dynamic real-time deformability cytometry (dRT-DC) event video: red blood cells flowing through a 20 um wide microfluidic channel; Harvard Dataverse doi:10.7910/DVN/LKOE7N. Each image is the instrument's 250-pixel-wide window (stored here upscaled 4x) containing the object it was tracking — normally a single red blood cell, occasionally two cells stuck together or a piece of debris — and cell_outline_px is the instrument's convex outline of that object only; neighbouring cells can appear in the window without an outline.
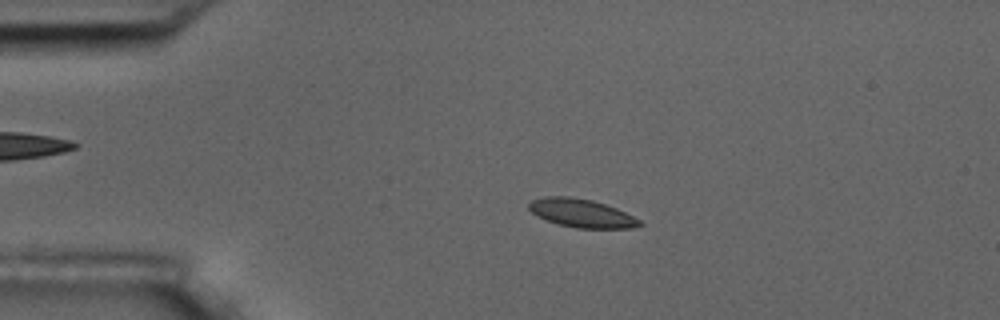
{"species": "common noctule bat (a hibernating species)", "species_latin": "Nyctalus noctula", "temperature_condition": "room temperature", "stored_images_in_passage": 51, "camera_frame_rate_fps": 3000, "um_per_image_px": 0.085, "animal": {"sex": "male", "body_mass_g": 17.5, "forearm_length_mm": 52.3}, "frame": {"image": 1, "passage_image": 7, "time_ms": 2.0, "image_size_px": [1000, 320], "cell_outline_px": [[644, 224], [632, 228], [576, 228], [560, 224], [536, 216], [528, 208], [528, 204], [532, 200], [544, 196], [568, 196], [592, 200], [616, 208], [640, 220]], "centroid_in_image_um": [49.41, 18.11], "position_along_channel_um": 35.6, "area_um2": 18.15}}
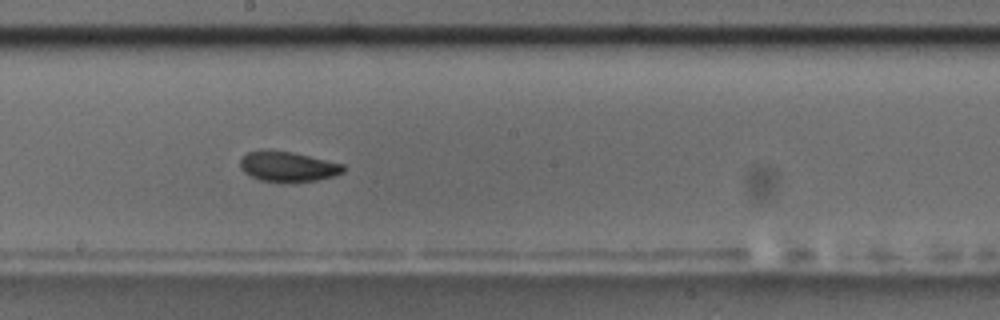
{"frame": {"image": 2, "passage_image": 26, "time_ms": 8.333, "image_size_px": [1000, 320], "cell_outline_px": [[344, 172], [336, 176], [316, 180], [260, 180], [244, 172], [240, 168], [240, 160], [248, 152], [268, 148], [292, 152], [344, 164]], "centroid_in_image_um": [24.46, 14.11], "position_along_channel_um": 223.7, "area_um2": 17.8}}
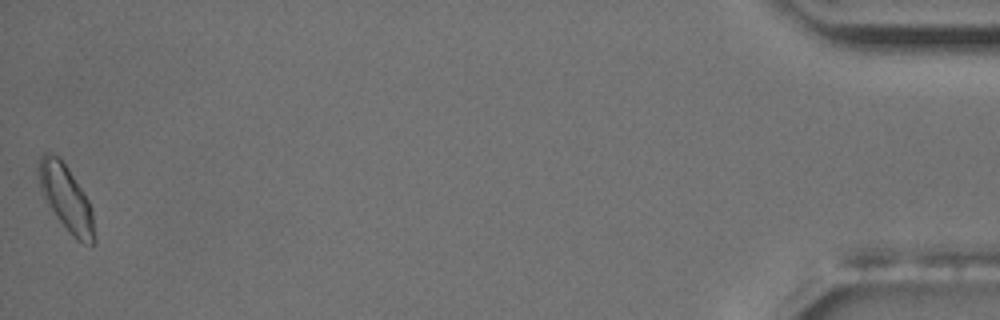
{"frame": {"image": 3, "passage_image": 51, "time_ms": 16.667, "image_size_px": [1000, 320], "cell_outline_px": [[96, 244], [84, 244], [76, 240], [68, 232], [56, 216], [44, 196], [40, 188], [40, 156], [44, 152], [48, 152], [56, 156], [68, 168], [84, 192], [92, 208], [96, 240]], "centroid_in_image_um": [5.68, 16.91], "position_along_channel_um": 429.5, "area_um2": 20.98}, "authors_computed_cell_mechanics": {"area_um2": 18.0914, "velocity_mm_per_s": 3.5905, "shape_relaxation_time_tau1_ms": null, "shape_relaxation_time_tau2_ms": 1.3079, "deformation_change_tau1": null, "deformation_change_tau2": 0.0524}}